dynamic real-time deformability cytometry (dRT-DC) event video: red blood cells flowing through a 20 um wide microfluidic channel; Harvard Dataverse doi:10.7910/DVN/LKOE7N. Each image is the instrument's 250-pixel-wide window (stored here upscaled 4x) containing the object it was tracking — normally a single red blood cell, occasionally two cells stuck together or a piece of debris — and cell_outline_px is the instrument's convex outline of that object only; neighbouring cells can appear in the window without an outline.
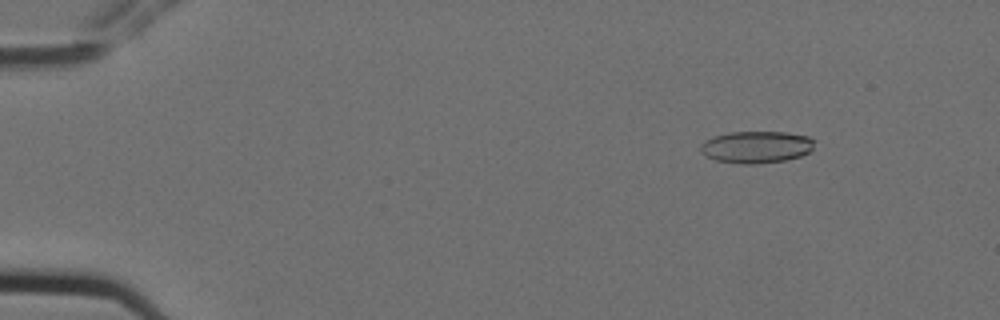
{"species": "Egyptian fruit bat (a non-hibernating species)", "species_latin": "Rousettus aegyptiacus", "temperature_condition": "cold", "stored_images_in_passage": 7, "camera_frame_rate_fps": 3000, "um_per_image_px": 0.085, "animal": {"sex": "female"}, "frame": {"image": 1, "passage_image": 1, "time_ms": 0.0, "image_size_px": [1000, 320], "cell_outline_px": [[816, 140], [812, 148], [808, 152], [800, 156], [784, 160], [756, 164], [740, 164], [716, 160], [708, 156], [700, 148], [704, 140], [716, 136], [732, 132], [788, 132], [808, 136]], "centroid_in_image_um": [64.33, 12.49], "position_along_channel_um": 20.7, "area_um2": 21.04}}
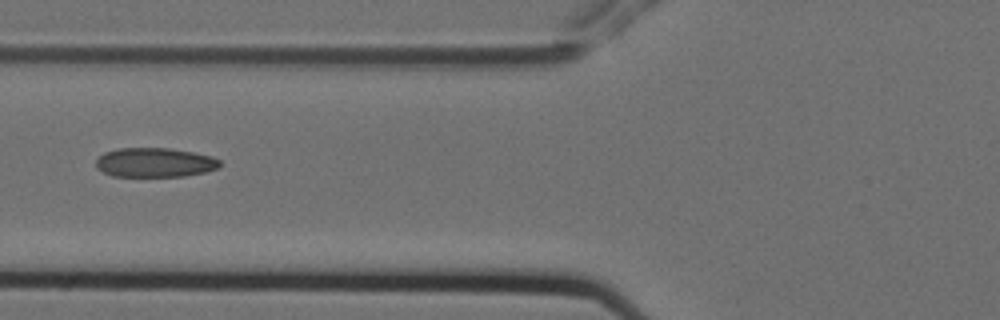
{"frame": {"image": 2, "passage_image": 5, "time_ms": 1.333, "image_size_px": [1000, 320], "cell_outline_px": [[220, 168], [204, 172], [184, 176], [112, 176], [96, 168], [96, 160], [104, 152], [116, 148], [168, 148], [192, 152], [212, 156], [220, 160]], "centroid_in_image_um": [13.15, 13.81], "position_along_channel_um": 112.6, "area_um2": 21.21}}
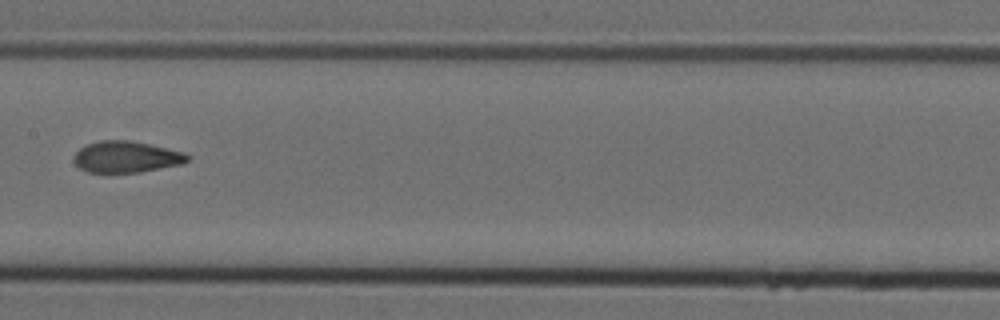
{"frame": {"image": 3, "passage_image": 7, "time_ms": 2.0, "image_size_px": [1000, 320], "cell_outline_px": [[188, 160], [180, 164], [140, 172], [88, 172], [80, 168], [72, 160], [72, 156], [80, 148], [88, 144], [100, 140], [132, 140], [184, 152], [188, 156]], "centroid_in_image_um": [10.69, 13.32], "position_along_channel_um": 196.7, "area_um2": 20.63}}